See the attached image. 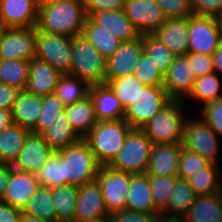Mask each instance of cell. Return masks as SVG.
I'll return each mask as SVG.
<instances>
[{"label":"cell","instance_id":"1","mask_svg":"<svg viewBox=\"0 0 222 222\" xmlns=\"http://www.w3.org/2000/svg\"><path fill=\"white\" fill-rule=\"evenodd\" d=\"M87 19L80 0H52L38 8L36 31L76 36L83 33Z\"/></svg>","mask_w":222,"mask_h":222},{"label":"cell","instance_id":"2","mask_svg":"<svg viewBox=\"0 0 222 222\" xmlns=\"http://www.w3.org/2000/svg\"><path fill=\"white\" fill-rule=\"evenodd\" d=\"M131 125L123 118L100 120L83 138L101 166L109 165L122 148Z\"/></svg>","mask_w":222,"mask_h":222},{"label":"cell","instance_id":"3","mask_svg":"<svg viewBox=\"0 0 222 222\" xmlns=\"http://www.w3.org/2000/svg\"><path fill=\"white\" fill-rule=\"evenodd\" d=\"M70 74L86 82L90 87L106 84L107 59L84 37H72Z\"/></svg>","mask_w":222,"mask_h":222},{"label":"cell","instance_id":"4","mask_svg":"<svg viewBox=\"0 0 222 222\" xmlns=\"http://www.w3.org/2000/svg\"><path fill=\"white\" fill-rule=\"evenodd\" d=\"M185 101L171 100L141 130L156 144L182 143Z\"/></svg>","mask_w":222,"mask_h":222},{"label":"cell","instance_id":"5","mask_svg":"<svg viewBox=\"0 0 222 222\" xmlns=\"http://www.w3.org/2000/svg\"><path fill=\"white\" fill-rule=\"evenodd\" d=\"M100 167L94 153L83 139L75 145L63 149L65 185L80 187L96 180Z\"/></svg>","mask_w":222,"mask_h":222},{"label":"cell","instance_id":"6","mask_svg":"<svg viewBox=\"0 0 222 222\" xmlns=\"http://www.w3.org/2000/svg\"><path fill=\"white\" fill-rule=\"evenodd\" d=\"M153 145L141 129L132 128L122 148L108 166L131 174L146 173Z\"/></svg>","mask_w":222,"mask_h":222},{"label":"cell","instance_id":"7","mask_svg":"<svg viewBox=\"0 0 222 222\" xmlns=\"http://www.w3.org/2000/svg\"><path fill=\"white\" fill-rule=\"evenodd\" d=\"M72 37L36 31L35 58L47 62L61 74H70Z\"/></svg>","mask_w":222,"mask_h":222},{"label":"cell","instance_id":"8","mask_svg":"<svg viewBox=\"0 0 222 222\" xmlns=\"http://www.w3.org/2000/svg\"><path fill=\"white\" fill-rule=\"evenodd\" d=\"M170 101L163 87L145 86L125 110L124 119L133 129H141Z\"/></svg>","mask_w":222,"mask_h":222},{"label":"cell","instance_id":"9","mask_svg":"<svg viewBox=\"0 0 222 222\" xmlns=\"http://www.w3.org/2000/svg\"><path fill=\"white\" fill-rule=\"evenodd\" d=\"M96 180L99 183L104 204L109 214L125 210L131 173L118 171L104 165L100 167Z\"/></svg>","mask_w":222,"mask_h":222},{"label":"cell","instance_id":"10","mask_svg":"<svg viewBox=\"0 0 222 222\" xmlns=\"http://www.w3.org/2000/svg\"><path fill=\"white\" fill-rule=\"evenodd\" d=\"M219 136L199 117L185 121L182 147L201 155L210 163H217L219 158Z\"/></svg>","mask_w":222,"mask_h":222},{"label":"cell","instance_id":"11","mask_svg":"<svg viewBox=\"0 0 222 222\" xmlns=\"http://www.w3.org/2000/svg\"><path fill=\"white\" fill-rule=\"evenodd\" d=\"M221 40L217 18L194 14L189 16V53L213 55Z\"/></svg>","mask_w":222,"mask_h":222},{"label":"cell","instance_id":"12","mask_svg":"<svg viewBox=\"0 0 222 222\" xmlns=\"http://www.w3.org/2000/svg\"><path fill=\"white\" fill-rule=\"evenodd\" d=\"M36 26L8 28L0 40V60L35 58Z\"/></svg>","mask_w":222,"mask_h":222},{"label":"cell","instance_id":"13","mask_svg":"<svg viewBox=\"0 0 222 222\" xmlns=\"http://www.w3.org/2000/svg\"><path fill=\"white\" fill-rule=\"evenodd\" d=\"M123 10L140 35L155 33L166 21L156 0H124Z\"/></svg>","mask_w":222,"mask_h":222},{"label":"cell","instance_id":"14","mask_svg":"<svg viewBox=\"0 0 222 222\" xmlns=\"http://www.w3.org/2000/svg\"><path fill=\"white\" fill-rule=\"evenodd\" d=\"M142 53V34L134 40L121 42L116 51L107 58L106 84L111 79L133 74Z\"/></svg>","mask_w":222,"mask_h":222},{"label":"cell","instance_id":"15","mask_svg":"<svg viewBox=\"0 0 222 222\" xmlns=\"http://www.w3.org/2000/svg\"><path fill=\"white\" fill-rule=\"evenodd\" d=\"M53 152L54 150L41 134L30 132L13 162L12 168L17 171L35 174L46 164Z\"/></svg>","mask_w":222,"mask_h":222},{"label":"cell","instance_id":"16","mask_svg":"<svg viewBox=\"0 0 222 222\" xmlns=\"http://www.w3.org/2000/svg\"><path fill=\"white\" fill-rule=\"evenodd\" d=\"M195 79L187 57L175 56L172 65L164 75L163 88L171 100L187 101Z\"/></svg>","mask_w":222,"mask_h":222},{"label":"cell","instance_id":"17","mask_svg":"<svg viewBox=\"0 0 222 222\" xmlns=\"http://www.w3.org/2000/svg\"><path fill=\"white\" fill-rule=\"evenodd\" d=\"M110 216L97 180L85 183L78 188L74 222Z\"/></svg>","mask_w":222,"mask_h":222},{"label":"cell","instance_id":"18","mask_svg":"<svg viewBox=\"0 0 222 222\" xmlns=\"http://www.w3.org/2000/svg\"><path fill=\"white\" fill-rule=\"evenodd\" d=\"M40 186L34 173L12 168L2 201L23 211Z\"/></svg>","mask_w":222,"mask_h":222},{"label":"cell","instance_id":"19","mask_svg":"<svg viewBox=\"0 0 222 222\" xmlns=\"http://www.w3.org/2000/svg\"><path fill=\"white\" fill-rule=\"evenodd\" d=\"M182 143L153 145L147 175L177 176Z\"/></svg>","mask_w":222,"mask_h":222},{"label":"cell","instance_id":"20","mask_svg":"<svg viewBox=\"0 0 222 222\" xmlns=\"http://www.w3.org/2000/svg\"><path fill=\"white\" fill-rule=\"evenodd\" d=\"M154 34L175 56L188 53L189 17L166 19Z\"/></svg>","mask_w":222,"mask_h":222},{"label":"cell","instance_id":"21","mask_svg":"<svg viewBox=\"0 0 222 222\" xmlns=\"http://www.w3.org/2000/svg\"><path fill=\"white\" fill-rule=\"evenodd\" d=\"M62 74L47 62L34 58L29 63L26 91L38 96L54 93Z\"/></svg>","mask_w":222,"mask_h":222},{"label":"cell","instance_id":"22","mask_svg":"<svg viewBox=\"0 0 222 222\" xmlns=\"http://www.w3.org/2000/svg\"><path fill=\"white\" fill-rule=\"evenodd\" d=\"M0 15L9 28L34 27L38 19V7L33 0H0Z\"/></svg>","mask_w":222,"mask_h":222},{"label":"cell","instance_id":"23","mask_svg":"<svg viewBox=\"0 0 222 222\" xmlns=\"http://www.w3.org/2000/svg\"><path fill=\"white\" fill-rule=\"evenodd\" d=\"M89 18L95 24L103 26V29L109 31L121 42L134 40L140 36L123 9L92 13Z\"/></svg>","mask_w":222,"mask_h":222},{"label":"cell","instance_id":"24","mask_svg":"<svg viewBox=\"0 0 222 222\" xmlns=\"http://www.w3.org/2000/svg\"><path fill=\"white\" fill-rule=\"evenodd\" d=\"M89 94L93 99L98 121L117 120L125 117V110L120 100L108 84L91 86Z\"/></svg>","mask_w":222,"mask_h":222},{"label":"cell","instance_id":"25","mask_svg":"<svg viewBox=\"0 0 222 222\" xmlns=\"http://www.w3.org/2000/svg\"><path fill=\"white\" fill-rule=\"evenodd\" d=\"M126 210L147 214H160L155 209L149 184V175L146 173L131 174Z\"/></svg>","mask_w":222,"mask_h":222},{"label":"cell","instance_id":"26","mask_svg":"<svg viewBox=\"0 0 222 222\" xmlns=\"http://www.w3.org/2000/svg\"><path fill=\"white\" fill-rule=\"evenodd\" d=\"M64 112L71 127L82 139L98 122L94 102L90 94L80 101L65 106Z\"/></svg>","mask_w":222,"mask_h":222},{"label":"cell","instance_id":"27","mask_svg":"<svg viewBox=\"0 0 222 222\" xmlns=\"http://www.w3.org/2000/svg\"><path fill=\"white\" fill-rule=\"evenodd\" d=\"M41 108L42 96L20 90L12 109L14 124L31 131L36 126Z\"/></svg>","mask_w":222,"mask_h":222},{"label":"cell","instance_id":"28","mask_svg":"<svg viewBox=\"0 0 222 222\" xmlns=\"http://www.w3.org/2000/svg\"><path fill=\"white\" fill-rule=\"evenodd\" d=\"M183 219L185 222H222V201L219 194L197 195Z\"/></svg>","mask_w":222,"mask_h":222},{"label":"cell","instance_id":"29","mask_svg":"<svg viewBox=\"0 0 222 222\" xmlns=\"http://www.w3.org/2000/svg\"><path fill=\"white\" fill-rule=\"evenodd\" d=\"M41 135L54 151L66 149L82 140L71 127L64 111Z\"/></svg>","mask_w":222,"mask_h":222},{"label":"cell","instance_id":"30","mask_svg":"<svg viewBox=\"0 0 222 222\" xmlns=\"http://www.w3.org/2000/svg\"><path fill=\"white\" fill-rule=\"evenodd\" d=\"M30 132L17 124L0 132V163L13 164Z\"/></svg>","mask_w":222,"mask_h":222},{"label":"cell","instance_id":"31","mask_svg":"<svg viewBox=\"0 0 222 222\" xmlns=\"http://www.w3.org/2000/svg\"><path fill=\"white\" fill-rule=\"evenodd\" d=\"M196 196L197 194L189 186L187 180L178 177L175 180L168 205L161 214L183 217L193 205Z\"/></svg>","mask_w":222,"mask_h":222},{"label":"cell","instance_id":"32","mask_svg":"<svg viewBox=\"0 0 222 222\" xmlns=\"http://www.w3.org/2000/svg\"><path fill=\"white\" fill-rule=\"evenodd\" d=\"M84 37L107 59L120 46L121 41L103 26L95 24L87 17L83 27Z\"/></svg>","mask_w":222,"mask_h":222},{"label":"cell","instance_id":"33","mask_svg":"<svg viewBox=\"0 0 222 222\" xmlns=\"http://www.w3.org/2000/svg\"><path fill=\"white\" fill-rule=\"evenodd\" d=\"M78 188L75 185H63L52 189V201L55 206L57 222H74Z\"/></svg>","mask_w":222,"mask_h":222},{"label":"cell","instance_id":"34","mask_svg":"<svg viewBox=\"0 0 222 222\" xmlns=\"http://www.w3.org/2000/svg\"><path fill=\"white\" fill-rule=\"evenodd\" d=\"M90 86L71 74H62L55 87L54 94L67 106L89 95Z\"/></svg>","mask_w":222,"mask_h":222},{"label":"cell","instance_id":"35","mask_svg":"<svg viewBox=\"0 0 222 222\" xmlns=\"http://www.w3.org/2000/svg\"><path fill=\"white\" fill-rule=\"evenodd\" d=\"M143 52L152 59L165 75L173 63L175 55L163 44L154 33L142 34Z\"/></svg>","mask_w":222,"mask_h":222},{"label":"cell","instance_id":"36","mask_svg":"<svg viewBox=\"0 0 222 222\" xmlns=\"http://www.w3.org/2000/svg\"><path fill=\"white\" fill-rule=\"evenodd\" d=\"M35 175L42 187L54 189L65 185L63 150L54 151L46 164Z\"/></svg>","mask_w":222,"mask_h":222},{"label":"cell","instance_id":"37","mask_svg":"<svg viewBox=\"0 0 222 222\" xmlns=\"http://www.w3.org/2000/svg\"><path fill=\"white\" fill-rule=\"evenodd\" d=\"M219 171V164L211 163L208 167L202 169L201 172L187 179V182L197 195L218 193L222 180Z\"/></svg>","mask_w":222,"mask_h":222},{"label":"cell","instance_id":"38","mask_svg":"<svg viewBox=\"0 0 222 222\" xmlns=\"http://www.w3.org/2000/svg\"><path fill=\"white\" fill-rule=\"evenodd\" d=\"M221 80L216 72L196 78L189 99L200 101L201 106L222 96Z\"/></svg>","mask_w":222,"mask_h":222},{"label":"cell","instance_id":"39","mask_svg":"<svg viewBox=\"0 0 222 222\" xmlns=\"http://www.w3.org/2000/svg\"><path fill=\"white\" fill-rule=\"evenodd\" d=\"M30 61L0 60V82L25 90L28 82Z\"/></svg>","mask_w":222,"mask_h":222},{"label":"cell","instance_id":"40","mask_svg":"<svg viewBox=\"0 0 222 222\" xmlns=\"http://www.w3.org/2000/svg\"><path fill=\"white\" fill-rule=\"evenodd\" d=\"M23 212L49 222H57L56 210L52 201V189L40 186Z\"/></svg>","mask_w":222,"mask_h":222},{"label":"cell","instance_id":"41","mask_svg":"<svg viewBox=\"0 0 222 222\" xmlns=\"http://www.w3.org/2000/svg\"><path fill=\"white\" fill-rule=\"evenodd\" d=\"M107 84L115 92V95L120 100L124 110L130 106L140 90L145 87V85L136 78L134 74L111 79Z\"/></svg>","mask_w":222,"mask_h":222},{"label":"cell","instance_id":"42","mask_svg":"<svg viewBox=\"0 0 222 222\" xmlns=\"http://www.w3.org/2000/svg\"><path fill=\"white\" fill-rule=\"evenodd\" d=\"M64 109L65 105L54 93L42 96V108L36 126L31 132L41 134L51 123L60 117V113H62Z\"/></svg>","mask_w":222,"mask_h":222},{"label":"cell","instance_id":"43","mask_svg":"<svg viewBox=\"0 0 222 222\" xmlns=\"http://www.w3.org/2000/svg\"><path fill=\"white\" fill-rule=\"evenodd\" d=\"M178 176L149 175V184L155 209L161 214L167 207L175 180Z\"/></svg>","mask_w":222,"mask_h":222},{"label":"cell","instance_id":"44","mask_svg":"<svg viewBox=\"0 0 222 222\" xmlns=\"http://www.w3.org/2000/svg\"><path fill=\"white\" fill-rule=\"evenodd\" d=\"M133 74L145 86L163 87L164 75L144 52L140 56Z\"/></svg>","mask_w":222,"mask_h":222},{"label":"cell","instance_id":"45","mask_svg":"<svg viewBox=\"0 0 222 222\" xmlns=\"http://www.w3.org/2000/svg\"><path fill=\"white\" fill-rule=\"evenodd\" d=\"M210 164L211 163L201 155L181 147L177 176L187 180L191 176L201 172L202 169L208 167Z\"/></svg>","mask_w":222,"mask_h":222},{"label":"cell","instance_id":"46","mask_svg":"<svg viewBox=\"0 0 222 222\" xmlns=\"http://www.w3.org/2000/svg\"><path fill=\"white\" fill-rule=\"evenodd\" d=\"M200 107L199 118L222 137V96Z\"/></svg>","mask_w":222,"mask_h":222},{"label":"cell","instance_id":"47","mask_svg":"<svg viewBox=\"0 0 222 222\" xmlns=\"http://www.w3.org/2000/svg\"><path fill=\"white\" fill-rule=\"evenodd\" d=\"M166 19L187 18L193 14L191 0H156Z\"/></svg>","mask_w":222,"mask_h":222},{"label":"cell","instance_id":"48","mask_svg":"<svg viewBox=\"0 0 222 222\" xmlns=\"http://www.w3.org/2000/svg\"><path fill=\"white\" fill-rule=\"evenodd\" d=\"M188 65L191 66L195 78L215 72L213 55L187 53Z\"/></svg>","mask_w":222,"mask_h":222},{"label":"cell","instance_id":"49","mask_svg":"<svg viewBox=\"0 0 222 222\" xmlns=\"http://www.w3.org/2000/svg\"><path fill=\"white\" fill-rule=\"evenodd\" d=\"M194 15L218 18L222 15V0H191Z\"/></svg>","mask_w":222,"mask_h":222},{"label":"cell","instance_id":"50","mask_svg":"<svg viewBox=\"0 0 222 222\" xmlns=\"http://www.w3.org/2000/svg\"><path fill=\"white\" fill-rule=\"evenodd\" d=\"M157 214H147L123 210L110 214V222H156Z\"/></svg>","mask_w":222,"mask_h":222},{"label":"cell","instance_id":"51","mask_svg":"<svg viewBox=\"0 0 222 222\" xmlns=\"http://www.w3.org/2000/svg\"><path fill=\"white\" fill-rule=\"evenodd\" d=\"M84 5L87 17H89L92 13L96 12L122 10L124 0H85Z\"/></svg>","mask_w":222,"mask_h":222},{"label":"cell","instance_id":"52","mask_svg":"<svg viewBox=\"0 0 222 222\" xmlns=\"http://www.w3.org/2000/svg\"><path fill=\"white\" fill-rule=\"evenodd\" d=\"M20 90L0 82V109L12 110Z\"/></svg>","mask_w":222,"mask_h":222},{"label":"cell","instance_id":"53","mask_svg":"<svg viewBox=\"0 0 222 222\" xmlns=\"http://www.w3.org/2000/svg\"><path fill=\"white\" fill-rule=\"evenodd\" d=\"M22 210L0 200V222H20Z\"/></svg>","mask_w":222,"mask_h":222},{"label":"cell","instance_id":"54","mask_svg":"<svg viewBox=\"0 0 222 222\" xmlns=\"http://www.w3.org/2000/svg\"><path fill=\"white\" fill-rule=\"evenodd\" d=\"M11 169H12L11 164L0 163V200L3 199L7 185L9 183Z\"/></svg>","mask_w":222,"mask_h":222},{"label":"cell","instance_id":"55","mask_svg":"<svg viewBox=\"0 0 222 222\" xmlns=\"http://www.w3.org/2000/svg\"><path fill=\"white\" fill-rule=\"evenodd\" d=\"M14 124L12 110L0 109V132Z\"/></svg>","mask_w":222,"mask_h":222},{"label":"cell","instance_id":"56","mask_svg":"<svg viewBox=\"0 0 222 222\" xmlns=\"http://www.w3.org/2000/svg\"><path fill=\"white\" fill-rule=\"evenodd\" d=\"M213 63L215 72L222 75V40L220 41L218 48L213 53Z\"/></svg>","mask_w":222,"mask_h":222},{"label":"cell","instance_id":"57","mask_svg":"<svg viewBox=\"0 0 222 222\" xmlns=\"http://www.w3.org/2000/svg\"><path fill=\"white\" fill-rule=\"evenodd\" d=\"M156 222H185L183 217L167 216L159 214Z\"/></svg>","mask_w":222,"mask_h":222},{"label":"cell","instance_id":"58","mask_svg":"<svg viewBox=\"0 0 222 222\" xmlns=\"http://www.w3.org/2000/svg\"><path fill=\"white\" fill-rule=\"evenodd\" d=\"M20 222H49V221L41 219L37 216L27 214L22 211Z\"/></svg>","mask_w":222,"mask_h":222},{"label":"cell","instance_id":"59","mask_svg":"<svg viewBox=\"0 0 222 222\" xmlns=\"http://www.w3.org/2000/svg\"><path fill=\"white\" fill-rule=\"evenodd\" d=\"M8 28H9V27L5 24L4 19H3L2 16L0 15V40L2 39L3 34L6 32V30H7Z\"/></svg>","mask_w":222,"mask_h":222},{"label":"cell","instance_id":"60","mask_svg":"<svg viewBox=\"0 0 222 222\" xmlns=\"http://www.w3.org/2000/svg\"><path fill=\"white\" fill-rule=\"evenodd\" d=\"M82 222H110V216H104L101 218H95V219L86 220Z\"/></svg>","mask_w":222,"mask_h":222},{"label":"cell","instance_id":"61","mask_svg":"<svg viewBox=\"0 0 222 222\" xmlns=\"http://www.w3.org/2000/svg\"><path fill=\"white\" fill-rule=\"evenodd\" d=\"M50 1L52 0H33V2L35 3V5L40 8L46 4H48Z\"/></svg>","mask_w":222,"mask_h":222},{"label":"cell","instance_id":"62","mask_svg":"<svg viewBox=\"0 0 222 222\" xmlns=\"http://www.w3.org/2000/svg\"><path fill=\"white\" fill-rule=\"evenodd\" d=\"M217 20L220 27V33H221V39H222V15L218 17Z\"/></svg>","mask_w":222,"mask_h":222},{"label":"cell","instance_id":"63","mask_svg":"<svg viewBox=\"0 0 222 222\" xmlns=\"http://www.w3.org/2000/svg\"><path fill=\"white\" fill-rule=\"evenodd\" d=\"M218 194H219L220 199H221V201H222V180H221V182H220V187H219Z\"/></svg>","mask_w":222,"mask_h":222}]
</instances>
